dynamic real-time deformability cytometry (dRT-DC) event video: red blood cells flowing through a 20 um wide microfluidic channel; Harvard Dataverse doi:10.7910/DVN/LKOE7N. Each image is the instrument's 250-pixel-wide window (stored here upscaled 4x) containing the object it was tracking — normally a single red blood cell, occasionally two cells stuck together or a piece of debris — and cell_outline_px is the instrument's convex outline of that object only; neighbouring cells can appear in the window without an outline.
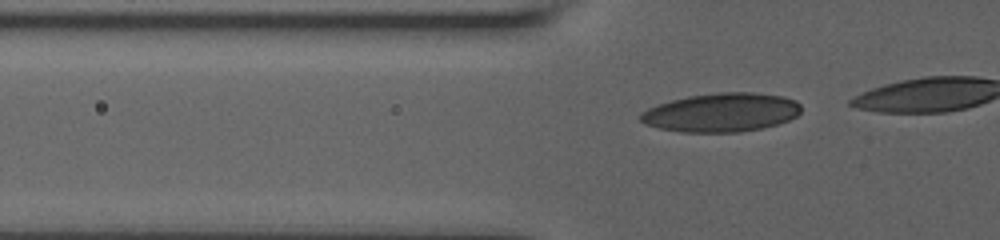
{"species": "human", "species_latin": "Homo sapiens", "temperature_condition": "room temperature", "stored_images_in_passage": 26, "segment_of_instrument_passage": [2, 2], "camera_frame_rate_fps": 3000, "um_per_image_px": 0.085, "donor": {"sex": "male"}, "frame": {"image": 1, "passage_image": 19, "time_ms": 6.0, "image_size_px": [1000, 240], "cell_outline_px": [[800, 112], [796, 116], [788, 120], [776, 124], [760, 128], [740, 132], [680, 132], [660, 128], [648, 124], [640, 120], [640, 112], [648, 108], [672, 100], [688, 96], [720, 92], [752, 92], [784, 96], [796, 100], [800, 104]], "centroid_in_image_um": [61.34, 9.55], "position_along_channel_um": 64.5, "area_um2": 36.13}}
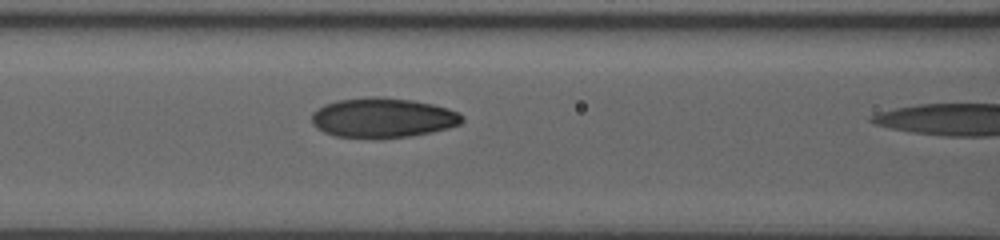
{"frame": {"image": 2, "passage_image": 25, "time_ms": 8.0, "image_size_px": [1000, 240], "cell_outline_px": [[464, 120], [460, 124], [448, 128], [432, 132], [412, 136], [376, 140], [336, 136], [324, 132], [316, 128], [312, 124], [312, 112], [324, 104], [336, 100], [368, 96], [376, 96], [412, 100], [432, 104], [448, 108], [460, 112], [464, 116]], "centroid_in_image_um": [32.53, 10.03], "position_along_channel_um": 134.1, "area_um2": 35.66}}